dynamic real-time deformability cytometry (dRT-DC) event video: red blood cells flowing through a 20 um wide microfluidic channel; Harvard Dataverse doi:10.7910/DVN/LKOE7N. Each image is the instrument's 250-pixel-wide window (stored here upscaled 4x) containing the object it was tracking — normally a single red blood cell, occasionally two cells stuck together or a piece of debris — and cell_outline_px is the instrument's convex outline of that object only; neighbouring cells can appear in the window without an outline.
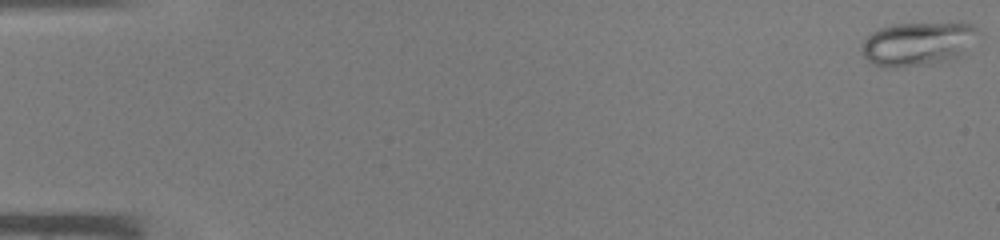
{"species": "common noctule bat (a hibernating species)", "species_latin": "Nyctalus noctula", "temperature_condition": "warm", "stored_images_in_passage": 11, "camera_frame_rate_fps": 3000, "um_per_image_px": 0.085, "animal": {"sex": "male", "body_mass_g": 19.0, "forearm_length_mm": 50.8}, "frame": {"image": 1, "passage_image": 1, "time_ms": 0.0, "image_size_px": [1000, 240], "cell_outline_px": [[980, 32], [956, 60], [928, 64], [896, 68], [884, 68], [872, 64], [864, 56], [860, 48], [864, 40], [872, 32], [880, 28], [892, 24], [972, 24], [980, 28]], "centroid_in_image_um": [77.98, 3.75], "position_along_channel_um": 7.0, "area_um2": 29.65}}